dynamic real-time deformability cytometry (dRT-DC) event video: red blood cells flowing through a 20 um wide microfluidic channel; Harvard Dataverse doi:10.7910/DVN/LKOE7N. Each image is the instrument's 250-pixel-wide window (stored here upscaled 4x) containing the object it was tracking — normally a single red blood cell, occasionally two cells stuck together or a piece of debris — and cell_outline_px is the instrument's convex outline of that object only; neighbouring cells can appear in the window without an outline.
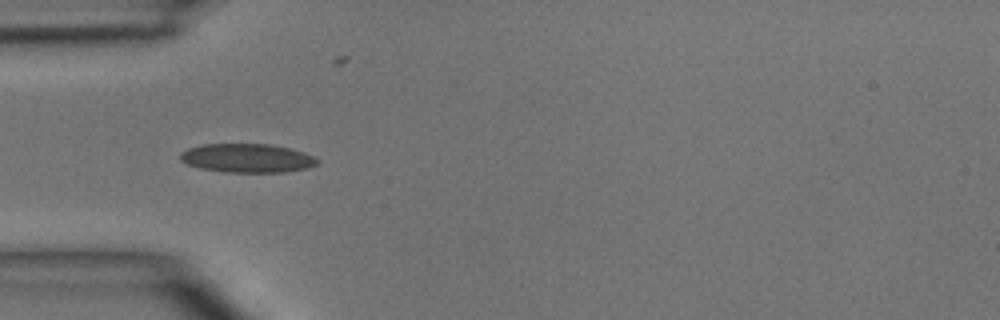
{"species": "common noctule bat (a hibernating species)", "species_latin": "Nyctalus noctula", "temperature_condition": "room temperature", "stored_images_in_passage": 7, "camera_frame_rate_fps": 3000, "um_per_image_px": 0.085, "animal": {"sex": "male", "body_mass_g": 15.6}, "frame": {"image": 1, "passage_image": 4, "time_ms": 3.667, "image_size_px": [1000, 320], "cell_outline_px": [[320, 160], [316, 164], [308, 168], [284, 172], [224, 172], [200, 168], [188, 164], [180, 160], [180, 152], [188, 148], [200, 144], [268, 144], [288, 148], [304, 152]], "centroid_in_image_um": [20.98, 13.44], "position_along_channel_um": 64.0, "area_um2": 23.0}}
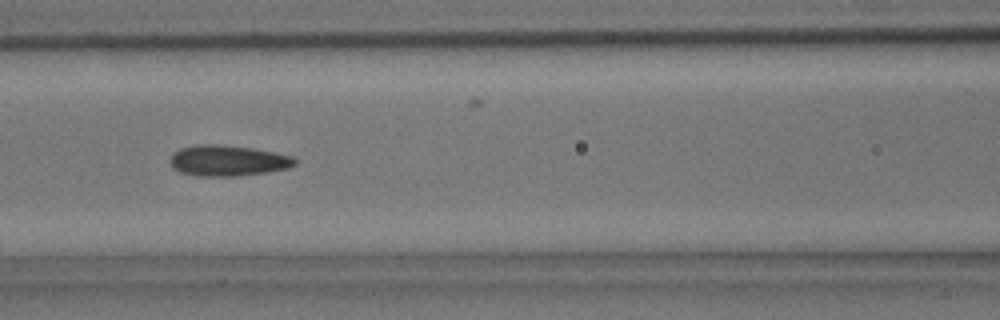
{"frame": {"image": 2, "passage_image": 6, "time_ms": 5.667, "image_size_px": [1000, 320], "cell_outline_px": [[296, 164], [288, 168], [268, 172], [236, 176], [196, 176], [180, 172], [172, 168], [172, 156], [180, 148], [200, 144], [216, 144], [252, 148], [292, 156], [296, 160]], "centroid_in_image_um": [19.38, 13.66], "position_along_channel_um": 147.2, "area_um2": 22.2}}